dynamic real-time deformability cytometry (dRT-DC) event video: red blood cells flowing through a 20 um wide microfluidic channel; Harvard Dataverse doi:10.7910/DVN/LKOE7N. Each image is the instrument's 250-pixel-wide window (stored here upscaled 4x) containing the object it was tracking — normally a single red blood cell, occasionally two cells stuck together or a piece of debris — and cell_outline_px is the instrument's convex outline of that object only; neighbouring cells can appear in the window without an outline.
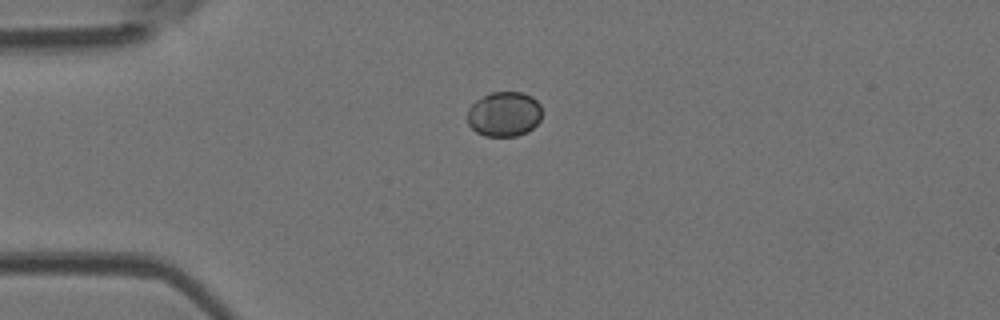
{"species": "Egyptian fruit bat (a non-hibernating species)", "species_latin": "Rousettus aegyptiacus", "temperature_condition": "room temperature", "stored_images_in_passage": 8, "camera_frame_rate_fps": 3000, "um_per_image_px": 0.085, "animal": {"sex": "female"}, "frame": {"image": 1, "passage_image": 1, "time_ms": 0.0, "image_size_px": [1000, 320], "cell_outline_px": [[540, 120], [528, 132], [516, 136], [484, 136], [476, 132], [468, 124], [468, 108], [476, 100], [488, 92], [524, 92], [532, 96], [540, 104]], "centroid_in_image_um": [42.84, 9.69], "position_along_channel_um": 42.2, "area_um2": 19.65}}
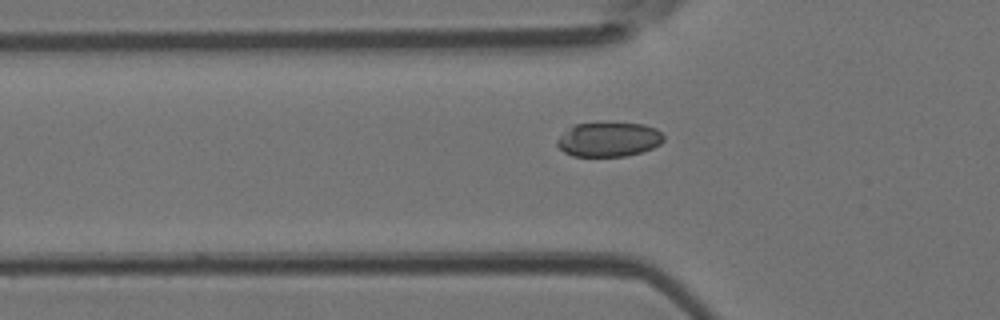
{"frame": {"image": 2, "passage_image": 5, "time_ms": 1.333, "image_size_px": [1000, 320], "cell_outline_px": [[664, 140], [660, 144], [652, 148], [640, 152], [624, 156], [572, 156], [564, 152], [556, 144], [556, 140], [560, 136], [576, 124], [644, 124], [656, 128], [664, 136]], "centroid_in_image_um": [51.76, 11.87], "position_along_channel_um": 74.0, "area_um2": 20.92}}
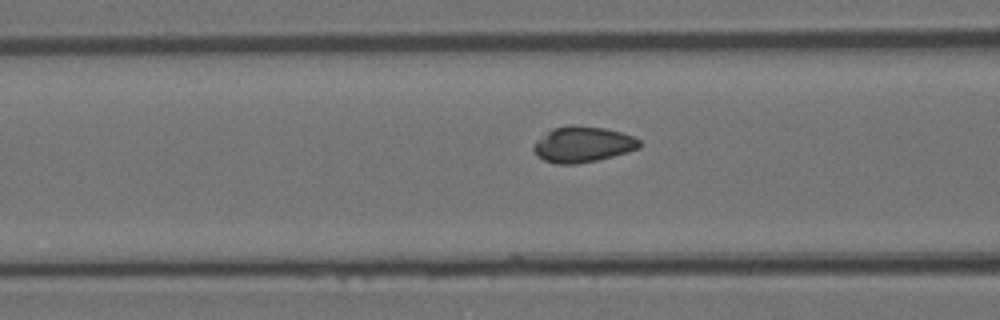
{"frame": {"image": 3, "passage_image": 8, "time_ms": 2.333, "image_size_px": [1000, 320], "cell_outline_px": [[640, 148], [628, 152], [596, 160], [576, 164], [556, 164], [544, 160], [532, 148], [536, 140], [552, 128], [604, 128], [620, 132], [632, 136], [640, 140]], "centroid_in_image_um": [49.55, 12.32], "position_along_channel_um": 117.1, "area_um2": 21.21}}